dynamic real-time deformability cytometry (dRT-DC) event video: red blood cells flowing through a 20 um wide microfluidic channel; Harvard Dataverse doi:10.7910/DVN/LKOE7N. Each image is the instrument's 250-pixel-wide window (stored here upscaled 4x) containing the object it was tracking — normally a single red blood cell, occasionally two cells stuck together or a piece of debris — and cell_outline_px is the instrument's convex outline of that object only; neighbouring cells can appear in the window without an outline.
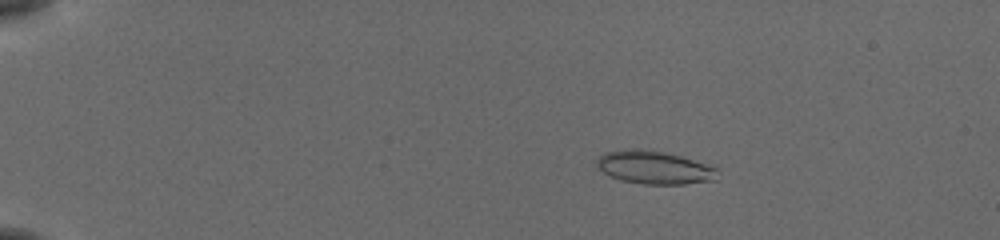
{"species": "common noctule bat (a hibernating species)", "species_latin": "Nyctalus noctula", "temperature_condition": "cold", "stored_images_in_passage": 57, "segment_of_instrument_passage": [1, 2], "camera_frame_rate_fps": 3000, "um_per_image_px": 0.085, "animal": {"sex": "female", "body_mass_g": 19.5, "forearm_length_mm": 54.1}, "frame": {"image": 1, "passage_image": 11, "time_ms": 3.333, "image_size_px": [1000, 240], "cell_outline_px": [[716, 180], [684, 184], [644, 184], [620, 180], [596, 168], [596, 160], [604, 152], [660, 152], [680, 156], [716, 168]], "centroid_in_image_um": [55.62, 14.3], "position_along_channel_um": 29.4, "area_um2": 22.08}}
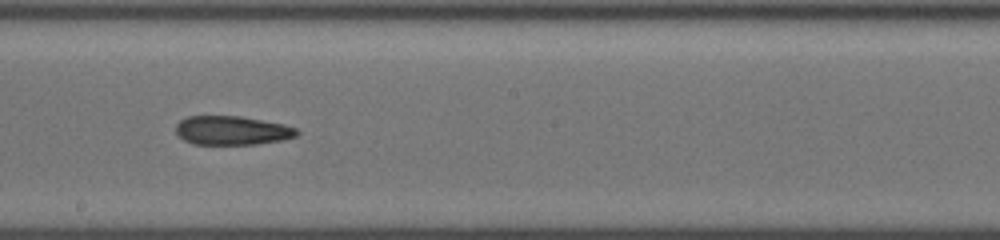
{"frame": {"image": 2, "passage_image": 34, "time_ms": 11.0, "image_size_px": [1000, 240], "cell_outline_px": [[300, 132], [296, 136], [284, 140], [256, 144], [192, 144], [184, 140], [176, 132], [176, 124], [180, 120], [188, 116], [240, 116], [284, 124], [296, 128]], "centroid_in_image_um": [19.73, 11.09], "position_along_channel_um": 228.5, "area_um2": 20.46}}
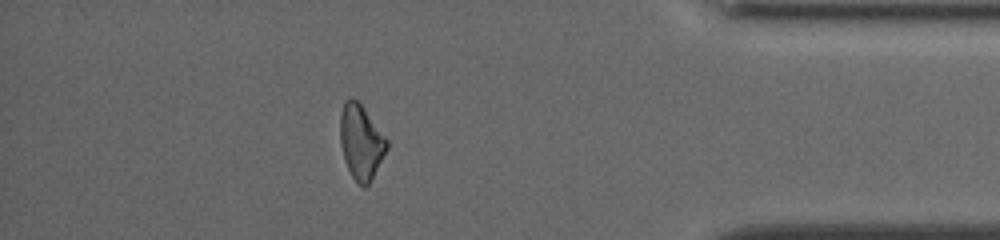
{"frame": {"image": 3, "passage_image": 50, "time_ms": 16.333, "image_size_px": [1000, 240], "cell_outline_px": [[388, 148], [368, 184], [364, 188], [352, 176], [344, 160], [340, 144], [340, 116], [344, 100], [352, 96], [364, 108], [388, 140]], "centroid_in_image_um": [30.67, 12.03], "position_along_channel_um": 404.5, "area_um2": 20.11}}